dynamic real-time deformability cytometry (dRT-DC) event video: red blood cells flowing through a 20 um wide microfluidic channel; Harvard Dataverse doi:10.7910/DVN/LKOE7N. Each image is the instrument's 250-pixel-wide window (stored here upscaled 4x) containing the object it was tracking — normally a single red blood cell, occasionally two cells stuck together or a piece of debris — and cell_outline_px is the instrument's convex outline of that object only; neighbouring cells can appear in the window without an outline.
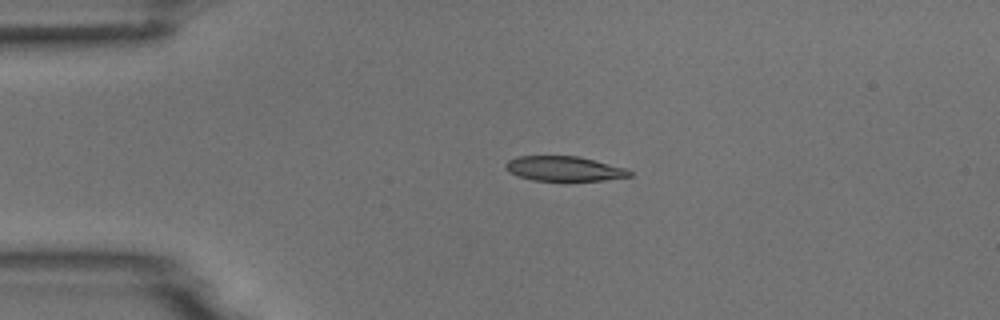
{"species": "common noctule bat (a hibernating species)", "species_latin": "Nyctalus noctula", "temperature_condition": "room temperature", "stored_images_in_passage": 4, "camera_frame_rate_fps": 3000, "um_per_image_px": 0.085, "animal": {"sex": "male", "body_mass_g": 18.8}, "frame": {"image": 1, "passage_image": 3, "time_ms": 3.0, "image_size_px": [1000, 320], "cell_outline_px": [[632, 176], [604, 180], [532, 180], [508, 172], [504, 168], [504, 164], [508, 160], [516, 156], [576, 156], [624, 168], [632, 172]], "centroid_in_image_um": [47.88, 14.33], "position_along_channel_um": 37.1, "area_um2": 17.63}}